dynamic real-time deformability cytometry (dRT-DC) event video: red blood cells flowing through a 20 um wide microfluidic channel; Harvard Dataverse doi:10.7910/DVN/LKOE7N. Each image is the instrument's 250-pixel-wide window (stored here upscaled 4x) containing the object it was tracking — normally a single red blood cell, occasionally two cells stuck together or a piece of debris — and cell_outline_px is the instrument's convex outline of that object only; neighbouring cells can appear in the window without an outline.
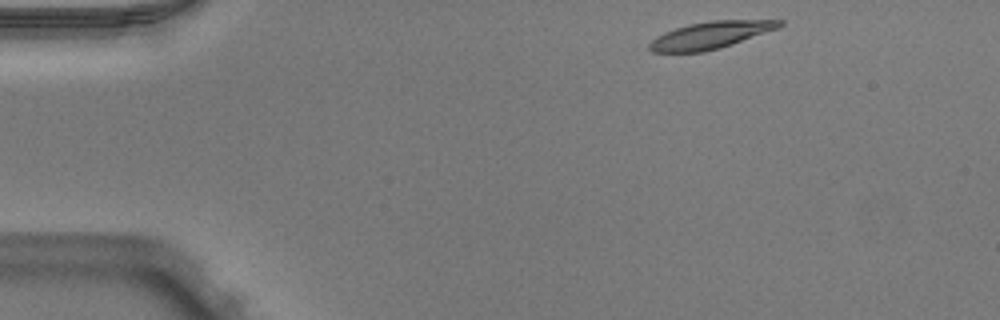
{"species": "Egyptian fruit bat (a non-hibernating species)", "species_latin": "Rousettus aegyptiacus", "temperature_condition": "warm", "stored_images_in_passage": 45, "camera_frame_rate_fps": 3000, "um_per_image_px": 0.085, "animal": {"sex": "male"}, "frame": {"image": 1, "passage_image": 1, "time_ms": 0.0, "image_size_px": [1000, 320], "cell_outline_px": [[784, 24], [776, 28], [732, 44], [720, 48], [704, 52], [652, 52], [648, 48], [648, 44], [656, 36], [664, 32], [688, 24], [712, 20], [784, 20]], "centroid_in_image_um": [60.34, 2.99], "position_along_channel_um": 24.7, "area_um2": 20.35}}
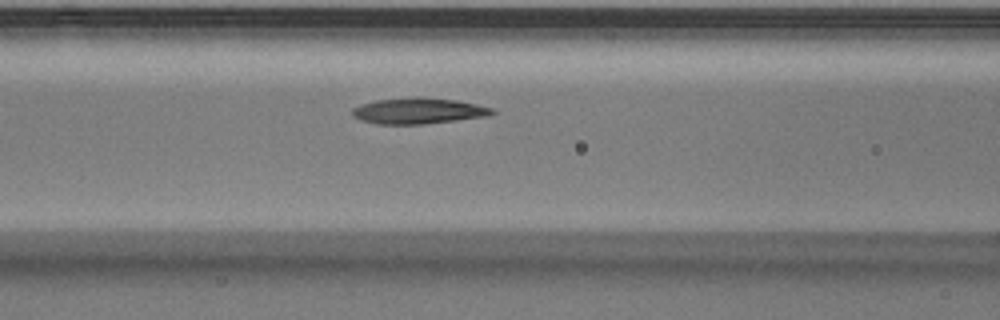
{"frame": {"image": 2, "passage_image": 15, "time_ms": 4.667, "image_size_px": [1000, 320], "cell_outline_px": [[496, 112], [492, 116], [424, 124], [376, 124], [360, 120], [352, 116], [352, 108], [360, 104], [376, 100], [416, 96], [420, 96], [456, 100], [476, 104], [492, 108]], "centroid_in_image_um": [35.57, 9.42], "position_along_channel_um": 131.0, "area_um2": 21.5}}
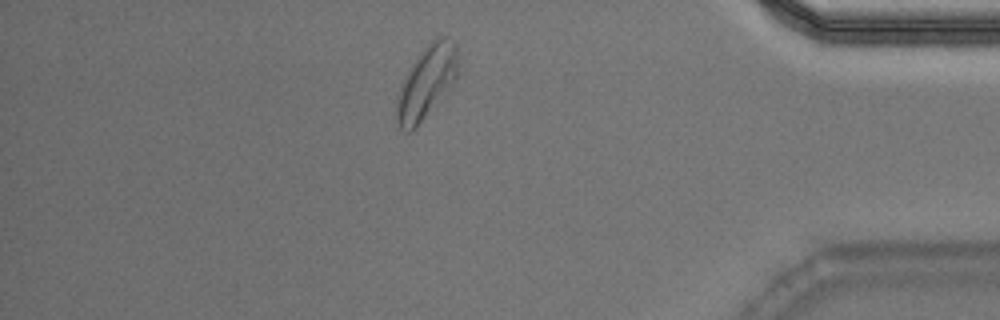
{"frame": {"image": 3, "passage_image": 38, "time_ms": 12.333, "image_size_px": [1000, 320], "cell_outline_px": [[456, 80], [416, 128], [408, 132], [400, 128], [396, 120], [396, 100], [400, 84], [412, 64], [420, 52], [436, 36], [444, 36], [452, 40], [456, 44]], "centroid_in_image_um": [36.22, 7.0], "position_along_channel_um": 399.0, "area_um2": 25.66}, "authors_computed_cell_mechanics": {"area_um2": 21.2704, "velocity_mm_per_s": 3.9307, "shape_relaxation_time_tau1_ms": 4.5572, "shape_relaxation_time_tau2_ms": 4.6651, "deformation_change_tau1": 0.1676, "deformation_change_tau2": 0.1273}}